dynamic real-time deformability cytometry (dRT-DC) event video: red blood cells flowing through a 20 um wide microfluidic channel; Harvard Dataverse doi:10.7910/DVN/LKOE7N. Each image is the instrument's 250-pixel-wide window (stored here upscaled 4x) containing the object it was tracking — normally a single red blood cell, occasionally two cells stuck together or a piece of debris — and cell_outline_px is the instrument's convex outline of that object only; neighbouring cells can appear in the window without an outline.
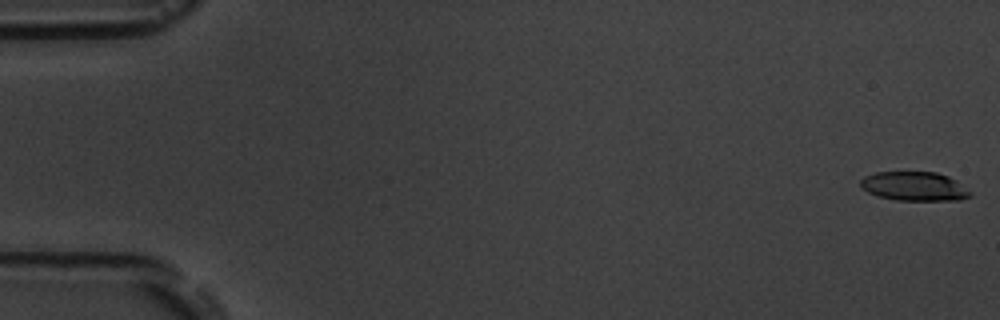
{"species": "common noctule bat (a hibernating species)", "species_latin": "Nyctalus noctula", "temperature_condition": "room temperature", "stored_images_in_passage": 6, "camera_frame_rate_fps": 3000, "um_per_image_px": 0.085, "animal": {"sex": "male", "body_mass_g": 19.5, "forearm_length_mm": 54.6}, "frame": {"image": 1, "passage_image": 1, "time_ms": 0.0, "image_size_px": [1000, 320], "cell_outline_px": [[972, 196], [960, 200], [896, 200], [876, 196], [860, 188], [860, 180], [864, 176], [876, 172], [936, 172], [948, 176], [956, 180], [972, 192]], "centroid_in_image_um": [77.71, 15.84], "position_along_channel_um": 7.3, "area_um2": 18.79}}
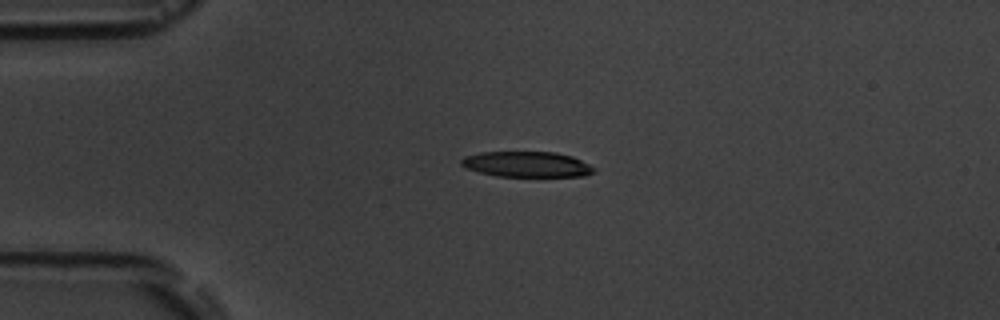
{"frame": {"image": 2, "passage_image": 4, "time_ms": 4.333, "image_size_px": [1000, 320], "cell_outline_px": [[596, 172], [584, 176], [496, 176], [464, 168], [460, 164], [460, 160], [464, 156], [480, 152], [556, 152], [572, 156], [596, 168]], "centroid_in_image_um": [44.76, 13.96], "position_along_channel_um": 40.2, "area_um2": 19.83}}
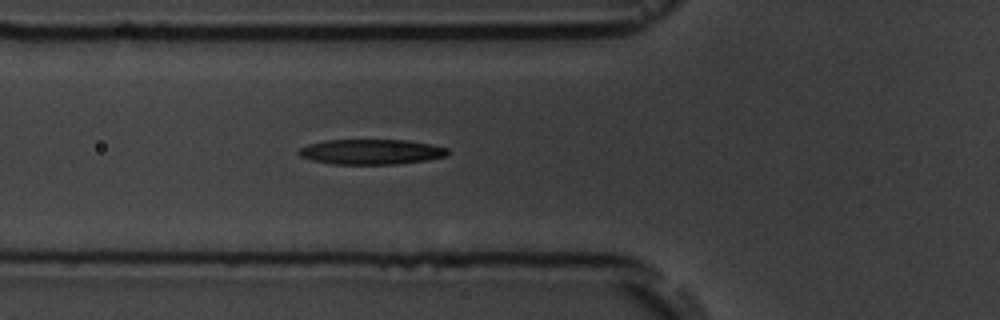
{"frame": {"image": 3, "passage_image": 6, "time_ms": 6.667, "image_size_px": [1000, 320], "cell_outline_px": [[448, 152], [444, 156], [428, 160], [396, 164], [332, 164], [312, 160], [300, 156], [296, 152], [300, 148], [308, 144], [324, 140], [408, 140], [432, 144], [448, 148]], "centroid_in_image_um": [31.53, 12.9], "position_along_channel_um": 94.3, "area_um2": 21.91}}